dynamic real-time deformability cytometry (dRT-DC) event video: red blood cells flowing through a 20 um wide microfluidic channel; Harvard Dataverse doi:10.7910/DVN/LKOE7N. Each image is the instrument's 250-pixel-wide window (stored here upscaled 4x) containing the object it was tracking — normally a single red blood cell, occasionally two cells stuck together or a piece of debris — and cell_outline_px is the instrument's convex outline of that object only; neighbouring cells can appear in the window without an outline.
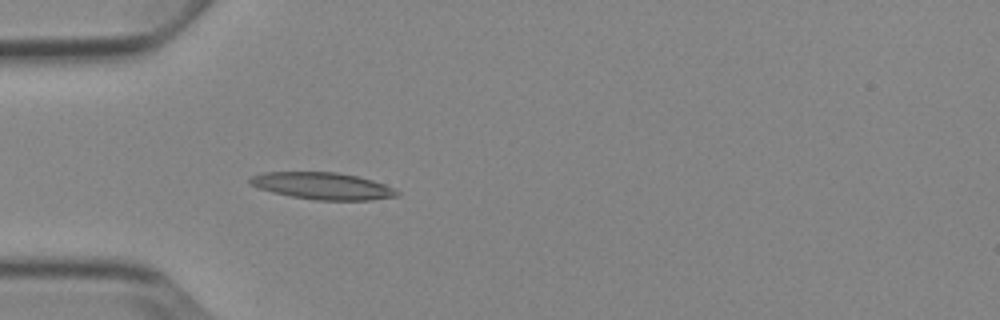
{"species": "Egyptian fruit bat (a non-hibernating species)", "species_latin": "Rousettus aegyptiacus", "temperature_condition": "cold", "stored_images_in_passage": 2, "camera_frame_rate_fps": 3000, "um_per_image_px": 0.085, "animal": {"sex": "female"}, "frame": {"image": 1, "passage_image": 2, "time_ms": 1.333, "image_size_px": [1000, 320], "cell_outline_px": [[400, 196], [372, 200], [316, 200], [292, 196], [272, 192], [260, 188], [252, 184], [248, 180], [252, 176], [264, 172], [336, 172], [356, 176], [372, 180], [384, 184], [400, 192]], "centroid_in_image_um": [27.46, 15.81], "position_along_channel_um": 57.5, "area_um2": 22.89}}